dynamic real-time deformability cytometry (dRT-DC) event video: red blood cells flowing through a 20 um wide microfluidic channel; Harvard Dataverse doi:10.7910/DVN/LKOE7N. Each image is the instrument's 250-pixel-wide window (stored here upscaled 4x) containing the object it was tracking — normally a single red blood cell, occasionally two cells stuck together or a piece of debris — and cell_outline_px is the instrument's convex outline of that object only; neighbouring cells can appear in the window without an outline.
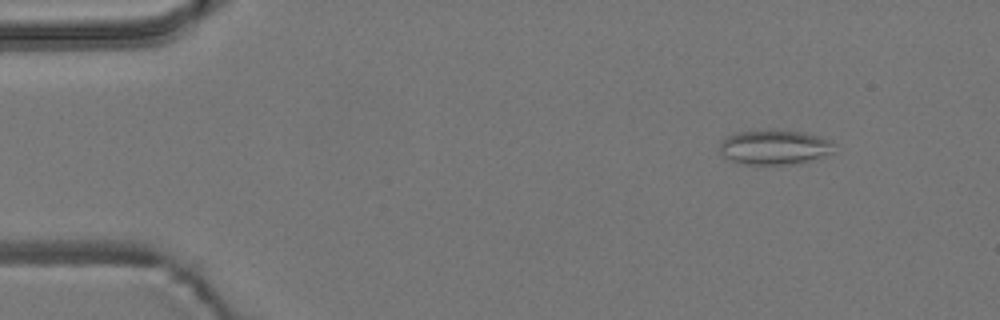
{"species": "common noctule bat (a hibernating species)", "species_latin": "Nyctalus noctula", "temperature_condition": "room temperature", "stored_images_in_passage": 4, "camera_frame_rate_fps": 3000, "um_per_image_px": 0.085, "animal": {"sex": "male", "body_mass_g": 19.2, "forearm_length_mm": 51.8}, "frame": {"image": 1, "passage_image": 1, "time_ms": 0.0, "image_size_px": [1000, 320], "cell_outline_px": [[832, 152], [808, 160], [788, 164], [740, 164], [724, 156], [720, 152], [720, 140], [736, 132], [800, 132], [820, 136], [832, 140]], "centroid_in_image_um": [65.78, 12.53], "position_along_channel_um": 19.2, "area_um2": 22.2}}